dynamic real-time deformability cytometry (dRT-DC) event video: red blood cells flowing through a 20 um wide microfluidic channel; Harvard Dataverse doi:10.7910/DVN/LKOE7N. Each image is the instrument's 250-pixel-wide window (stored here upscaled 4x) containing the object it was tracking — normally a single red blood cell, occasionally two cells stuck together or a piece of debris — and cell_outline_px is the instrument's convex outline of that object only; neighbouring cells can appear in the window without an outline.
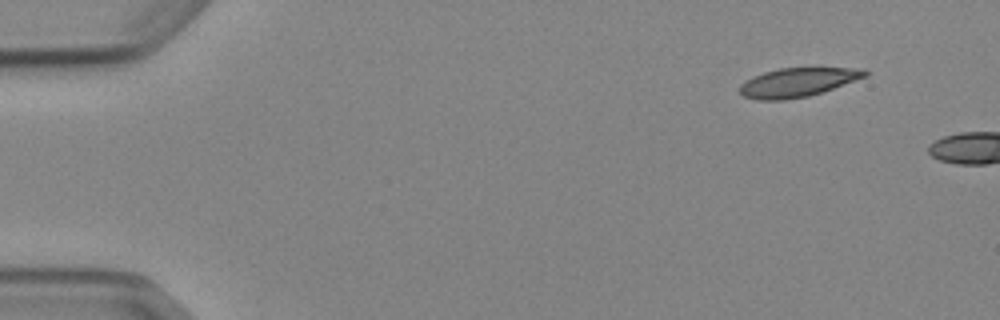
{"species": "Egyptian fruit bat (a non-hibernating species)", "species_latin": "Rousettus aegyptiacus", "temperature_condition": "cold", "stored_images_in_passage": 2, "camera_frame_rate_fps": 3000, "um_per_image_px": 0.085, "animal": {"sex": "female"}, "frame": {"image": 1, "passage_image": 1, "time_ms": 0.0, "image_size_px": [1000, 320], "cell_outline_px": [[868, 76], [808, 96], [784, 100], [756, 100], [744, 96], [740, 92], [740, 84], [764, 72], [780, 68], [864, 68], [868, 72]], "centroid_in_image_um": [67.81, 7.0], "position_along_channel_um": 17.2, "area_um2": 20.81}}